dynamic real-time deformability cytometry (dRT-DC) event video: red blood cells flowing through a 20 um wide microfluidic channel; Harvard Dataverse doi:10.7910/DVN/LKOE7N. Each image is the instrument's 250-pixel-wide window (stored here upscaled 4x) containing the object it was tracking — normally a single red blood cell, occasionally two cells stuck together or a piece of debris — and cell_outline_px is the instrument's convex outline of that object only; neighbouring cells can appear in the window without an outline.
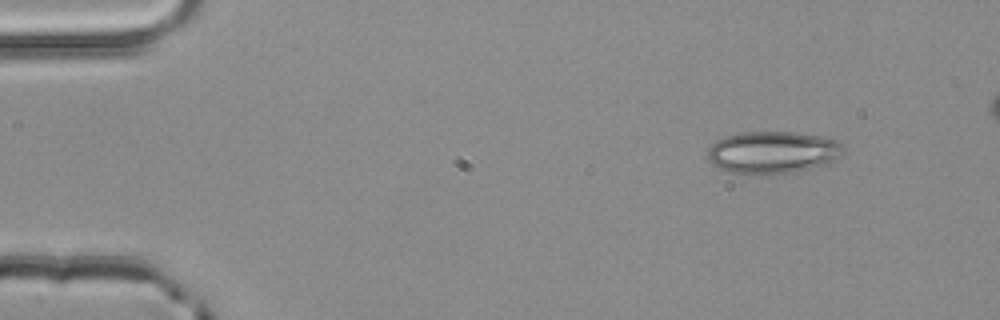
{"species": "common noctule bat (a hibernating species)", "species_latin": "Nyctalus noctula", "temperature_condition": "room temperature", "stored_images_in_passage": 2, "camera_frame_rate_fps": 3000, "um_per_image_px": 0.085, "animal": {"sex": "male", "body_mass_g": 20.4}, "frame": {"image": 1, "passage_image": 1, "time_ms": 0.0, "image_size_px": [1000, 320], "cell_outline_px": [[844, 152], [840, 156], [824, 164], [792, 172], [748, 176], [732, 172], [720, 168], [712, 164], [708, 160], [708, 148], [716, 140], [724, 136], [740, 132], [792, 132], [824, 136], [836, 140], [844, 148]], "centroid_in_image_um": [65.63, 12.95], "position_along_channel_um": 19.4, "area_um2": 33.58}}